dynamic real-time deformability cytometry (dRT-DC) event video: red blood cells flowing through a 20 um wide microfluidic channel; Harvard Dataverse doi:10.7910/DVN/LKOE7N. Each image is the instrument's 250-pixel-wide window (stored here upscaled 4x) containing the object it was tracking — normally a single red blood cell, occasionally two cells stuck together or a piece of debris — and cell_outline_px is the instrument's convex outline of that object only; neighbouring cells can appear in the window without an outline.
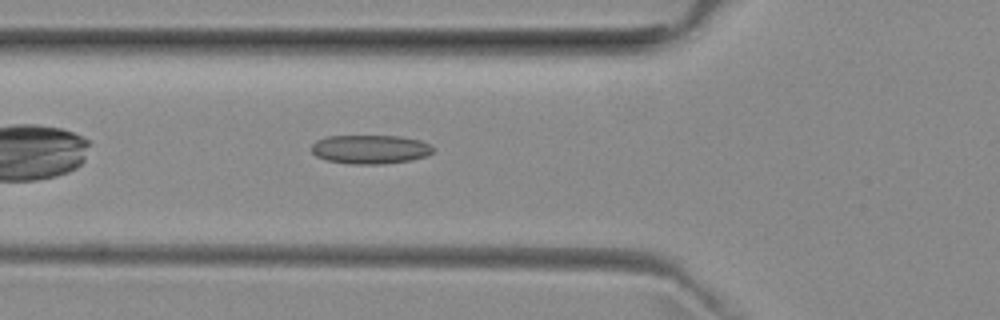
{"species": "common noctule bat (a hibernating species)", "species_latin": "Nyctalus noctula", "temperature_condition": "room temperature", "stored_images_in_passage": 22, "camera_frame_rate_fps": 3000, "um_per_image_px": 0.085, "animal": {"sex": "female", "body_mass_g": 29.2, "forearm_length_mm": 56.3}, "frame": {"image": 1, "passage_image": 6, "time_ms": 1.667, "image_size_px": [1000, 320], "cell_outline_px": [[436, 148], [428, 156], [412, 160], [384, 164], [348, 164], [328, 160], [316, 156], [312, 152], [312, 144], [316, 140], [328, 136], [400, 136], [420, 140]], "centroid_in_image_um": [31.5, 12.7], "position_along_channel_um": 94.3, "area_um2": 20.63}}
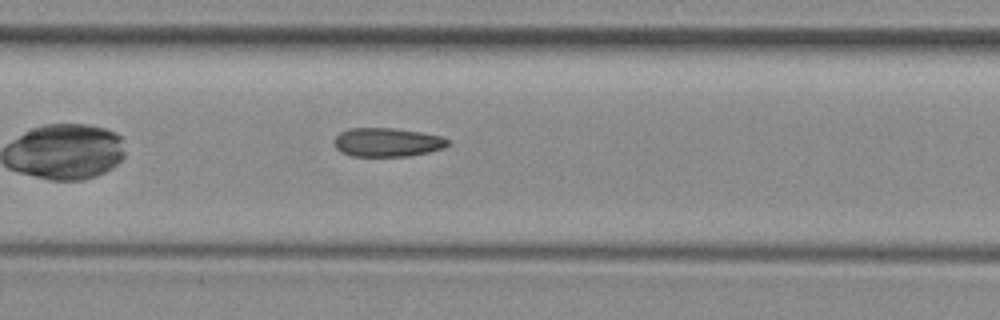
{"frame": {"image": 2, "passage_image": 12, "time_ms": 3.667, "image_size_px": [1000, 320], "cell_outline_px": [[448, 144], [444, 148], [428, 152], [408, 156], [352, 156], [340, 152], [336, 148], [336, 136], [340, 132], [348, 128], [396, 128], [420, 132], [440, 136], [448, 140]], "centroid_in_image_um": [32.9, 12.09], "position_along_channel_um": 174.5, "area_um2": 18.96}}
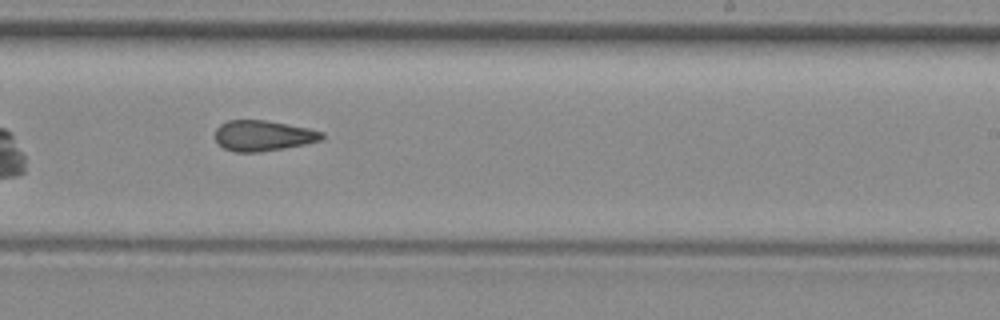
{"frame": {"image": 3, "passage_image": 19, "time_ms": 6.0, "image_size_px": [1000, 320], "cell_outline_px": [[324, 136], [320, 140], [304, 144], [284, 148], [260, 152], [236, 152], [224, 148], [216, 140], [216, 128], [220, 124], [228, 120], [264, 120], [288, 124], [308, 128], [324, 132]], "centroid_in_image_um": [22.36, 11.53], "position_along_channel_um": 266.6, "area_um2": 18.9}}